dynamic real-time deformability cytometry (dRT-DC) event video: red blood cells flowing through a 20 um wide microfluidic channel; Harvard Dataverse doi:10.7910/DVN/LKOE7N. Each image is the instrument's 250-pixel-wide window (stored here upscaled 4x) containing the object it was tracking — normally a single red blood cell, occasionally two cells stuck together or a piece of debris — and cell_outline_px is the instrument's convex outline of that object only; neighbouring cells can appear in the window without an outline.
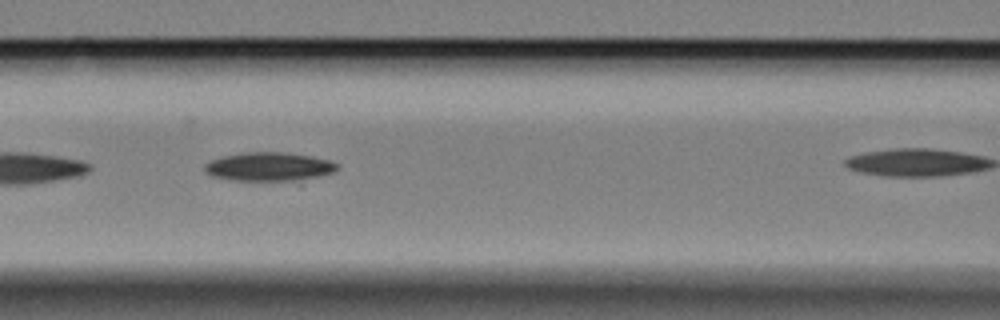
{"species": "Egyptian fruit bat (a non-hibernating species)", "species_latin": "Rousettus aegyptiacus", "temperature_condition": "cold", "stored_images_in_passage": 14, "camera_frame_rate_fps": 3000, "um_per_image_px": 0.085, "animal": {"sex": "female"}, "frame": {"image": 1, "passage_image": 8, "time_ms": 2.333, "image_size_px": [1000, 320], "cell_outline_px": [[340, 168], [332, 172], [300, 184], [236, 180], [212, 176], [204, 172], [204, 164], [212, 160], [224, 156], [248, 152], [280, 152], [308, 156], [328, 160], [340, 164]], "centroid_in_image_um": [22.96, 14.23], "position_along_channel_um": 143.6, "area_um2": 23.12}}